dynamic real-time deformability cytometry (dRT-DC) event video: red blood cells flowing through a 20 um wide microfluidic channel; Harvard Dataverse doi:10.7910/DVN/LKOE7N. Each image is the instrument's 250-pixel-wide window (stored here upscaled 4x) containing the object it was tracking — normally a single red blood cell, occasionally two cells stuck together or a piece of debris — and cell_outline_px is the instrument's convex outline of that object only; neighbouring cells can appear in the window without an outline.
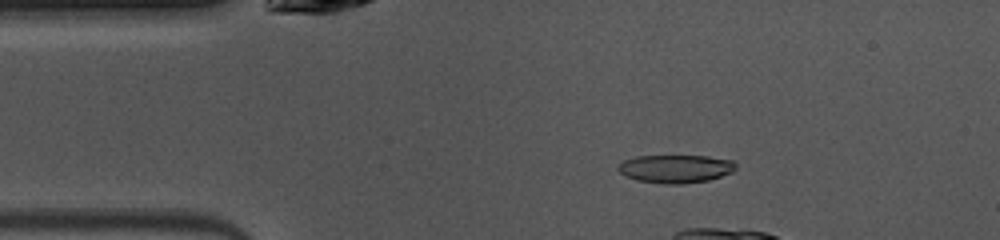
{"species": "common noctule bat (a hibernating species)", "species_latin": "Nyctalus noctula", "temperature_condition": "warm", "stored_images_in_passage": 12, "camera_frame_rate_fps": 3000, "um_per_image_px": 0.085, "animal": {"sex": "female", "body_mass_g": 10.0, "forearm_length_mm": 53.1}, "frame": {"image": 1, "passage_image": 7, "time_ms": 2.0, "image_size_px": [1000, 240], "cell_outline_px": [[736, 168], [732, 172], [708, 180], [680, 184], [664, 184], [636, 180], [624, 176], [616, 168], [616, 164], [624, 160], [636, 156], [708, 156], [732, 160], [736, 164]], "centroid_in_image_um": [57.37, 14.34], "position_along_channel_um": 27.6, "area_um2": 19.42}}